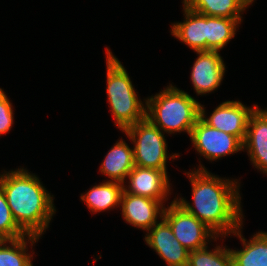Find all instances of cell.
<instances>
[{
    "label": "cell",
    "mask_w": 267,
    "mask_h": 266,
    "mask_svg": "<svg viewBox=\"0 0 267 266\" xmlns=\"http://www.w3.org/2000/svg\"><path fill=\"white\" fill-rule=\"evenodd\" d=\"M185 174L192 185L193 204L183 197L174 198L178 205L221 238L231 235L243 225L240 183L237 179H222L208 172L201 163L195 171Z\"/></svg>",
    "instance_id": "6da1fadb"
},
{
    "label": "cell",
    "mask_w": 267,
    "mask_h": 266,
    "mask_svg": "<svg viewBox=\"0 0 267 266\" xmlns=\"http://www.w3.org/2000/svg\"><path fill=\"white\" fill-rule=\"evenodd\" d=\"M37 175L23 167L0 174V187L17 225L27 234L41 237L55 215L54 196Z\"/></svg>",
    "instance_id": "7a4b0ae2"
},
{
    "label": "cell",
    "mask_w": 267,
    "mask_h": 266,
    "mask_svg": "<svg viewBox=\"0 0 267 266\" xmlns=\"http://www.w3.org/2000/svg\"><path fill=\"white\" fill-rule=\"evenodd\" d=\"M146 99V118L153 125L169 135L186 132L190 136L200 117V103L196 99L172 84Z\"/></svg>",
    "instance_id": "3957f363"
},
{
    "label": "cell",
    "mask_w": 267,
    "mask_h": 266,
    "mask_svg": "<svg viewBox=\"0 0 267 266\" xmlns=\"http://www.w3.org/2000/svg\"><path fill=\"white\" fill-rule=\"evenodd\" d=\"M123 132L134 144L135 166L163 170L167 173V158L174 160L180 156L173 153L168 157L164 132L147 118L129 126Z\"/></svg>",
    "instance_id": "277c9868"
},
{
    "label": "cell",
    "mask_w": 267,
    "mask_h": 266,
    "mask_svg": "<svg viewBox=\"0 0 267 266\" xmlns=\"http://www.w3.org/2000/svg\"><path fill=\"white\" fill-rule=\"evenodd\" d=\"M162 218L169 224L175 238L189 252L206 247L209 239L216 241L218 238L210 228L185 211L175 200L165 207Z\"/></svg>",
    "instance_id": "5b68a950"
},
{
    "label": "cell",
    "mask_w": 267,
    "mask_h": 266,
    "mask_svg": "<svg viewBox=\"0 0 267 266\" xmlns=\"http://www.w3.org/2000/svg\"><path fill=\"white\" fill-rule=\"evenodd\" d=\"M189 137L195 150L210 161H216L243 150V143L236 136L211 127L200 117Z\"/></svg>",
    "instance_id": "8992f818"
},
{
    "label": "cell",
    "mask_w": 267,
    "mask_h": 266,
    "mask_svg": "<svg viewBox=\"0 0 267 266\" xmlns=\"http://www.w3.org/2000/svg\"><path fill=\"white\" fill-rule=\"evenodd\" d=\"M257 106L246 107L238 100H228L219 104L208 118L204 106L200 103V118L211 127L236 136L244 143L248 119Z\"/></svg>",
    "instance_id": "52a82bcc"
},
{
    "label": "cell",
    "mask_w": 267,
    "mask_h": 266,
    "mask_svg": "<svg viewBox=\"0 0 267 266\" xmlns=\"http://www.w3.org/2000/svg\"><path fill=\"white\" fill-rule=\"evenodd\" d=\"M168 177L163 170L134 166L126 177L129 185L124 184L123 190L129 194L149 197L164 203L171 194Z\"/></svg>",
    "instance_id": "ba28073f"
},
{
    "label": "cell",
    "mask_w": 267,
    "mask_h": 266,
    "mask_svg": "<svg viewBox=\"0 0 267 266\" xmlns=\"http://www.w3.org/2000/svg\"><path fill=\"white\" fill-rule=\"evenodd\" d=\"M191 81L197 95H206L219 88L225 75V63L219 51H196Z\"/></svg>",
    "instance_id": "9c48e42d"
},
{
    "label": "cell",
    "mask_w": 267,
    "mask_h": 266,
    "mask_svg": "<svg viewBox=\"0 0 267 266\" xmlns=\"http://www.w3.org/2000/svg\"><path fill=\"white\" fill-rule=\"evenodd\" d=\"M144 239L167 266H188L189 251L175 238L163 218L147 231Z\"/></svg>",
    "instance_id": "30bf717a"
},
{
    "label": "cell",
    "mask_w": 267,
    "mask_h": 266,
    "mask_svg": "<svg viewBox=\"0 0 267 266\" xmlns=\"http://www.w3.org/2000/svg\"><path fill=\"white\" fill-rule=\"evenodd\" d=\"M162 202L145 196L122 193L120 206L125 222L142 230H150L163 217ZM159 215V216H158Z\"/></svg>",
    "instance_id": "8fae6325"
},
{
    "label": "cell",
    "mask_w": 267,
    "mask_h": 266,
    "mask_svg": "<svg viewBox=\"0 0 267 266\" xmlns=\"http://www.w3.org/2000/svg\"><path fill=\"white\" fill-rule=\"evenodd\" d=\"M245 149L253 167L267 174V108L262 110L257 106L251 113L243 143Z\"/></svg>",
    "instance_id": "7c38bea8"
},
{
    "label": "cell",
    "mask_w": 267,
    "mask_h": 266,
    "mask_svg": "<svg viewBox=\"0 0 267 266\" xmlns=\"http://www.w3.org/2000/svg\"><path fill=\"white\" fill-rule=\"evenodd\" d=\"M183 6L185 19L172 24L171 34L194 52L206 51L207 16Z\"/></svg>",
    "instance_id": "4fadbf2b"
},
{
    "label": "cell",
    "mask_w": 267,
    "mask_h": 266,
    "mask_svg": "<svg viewBox=\"0 0 267 266\" xmlns=\"http://www.w3.org/2000/svg\"><path fill=\"white\" fill-rule=\"evenodd\" d=\"M134 166L133 149L123 139H120L108 151L101 163L100 172L108 176L109 181L124 184Z\"/></svg>",
    "instance_id": "5bb4252c"
},
{
    "label": "cell",
    "mask_w": 267,
    "mask_h": 266,
    "mask_svg": "<svg viewBox=\"0 0 267 266\" xmlns=\"http://www.w3.org/2000/svg\"><path fill=\"white\" fill-rule=\"evenodd\" d=\"M242 225L232 233L243 244L241 250L230 249L233 266H267V232H256L251 240L246 241L241 232Z\"/></svg>",
    "instance_id": "9a60e30c"
},
{
    "label": "cell",
    "mask_w": 267,
    "mask_h": 266,
    "mask_svg": "<svg viewBox=\"0 0 267 266\" xmlns=\"http://www.w3.org/2000/svg\"><path fill=\"white\" fill-rule=\"evenodd\" d=\"M124 184L107 180L106 182L92 186L87 192L81 194V200L94 214L104 212L120 206Z\"/></svg>",
    "instance_id": "2e32d148"
},
{
    "label": "cell",
    "mask_w": 267,
    "mask_h": 266,
    "mask_svg": "<svg viewBox=\"0 0 267 266\" xmlns=\"http://www.w3.org/2000/svg\"><path fill=\"white\" fill-rule=\"evenodd\" d=\"M114 125L122 132L146 118V104L138 96L108 97Z\"/></svg>",
    "instance_id": "e0dca14e"
},
{
    "label": "cell",
    "mask_w": 267,
    "mask_h": 266,
    "mask_svg": "<svg viewBox=\"0 0 267 266\" xmlns=\"http://www.w3.org/2000/svg\"><path fill=\"white\" fill-rule=\"evenodd\" d=\"M182 3L200 14L230 19H242L251 4L248 0H183Z\"/></svg>",
    "instance_id": "ac0fdd59"
},
{
    "label": "cell",
    "mask_w": 267,
    "mask_h": 266,
    "mask_svg": "<svg viewBox=\"0 0 267 266\" xmlns=\"http://www.w3.org/2000/svg\"><path fill=\"white\" fill-rule=\"evenodd\" d=\"M107 97L138 96L127 70L106 48Z\"/></svg>",
    "instance_id": "d6986e66"
},
{
    "label": "cell",
    "mask_w": 267,
    "mask_h": 266,
    "mask_svg": "<svg viewBox=\"0 0 267 266\" xmlns=\"http://www.w3.org/2000/svg\"><path fill=\"white\" fill-rule=\"evenodd\" d=\"M242 19L207 16L206 51H220L235 37ZM238 26V27H237Z\"/></svg>",
    "instance_id": "ffe728a7"
},
{
    "label": "cell",
    "mask_w": 267,
    "mask_h": 266,
    "mask_svg": "<svg viewBox=\"0 0 267 266\" xmlns=\"http://www.w3.org/2000/svg\"><path fill=\"white\" fill-rule=\"evenodd\" d=\"M39 238L26 235L15 240H2L0 242V266H33L31 261L33 255L28 254L27 243H30L32 247Z\"/></svg>",
    "instance_id": "44dd1931"
},
{
    "label": "cell",
    "mask_w": 267,
    "mask_h": 266,
    "mask_svg": "<svg viewBox=\"0 0 267 266\" xmlns=\"http://www.w3.org/2000/svg\"><path fill=\"white\" fill-rule=\"evenodd\" d=\"M188 266H233L230 249L216 246L215 249L206 247L189 252Z\"/></svg>",
    "instance_id": "7402d4cb"
},
{
    "label": "cell",
    "mask_w": 267,
    "mask_h": 266,
    "mask_svg": "<svg viewBox=\"0 0 267 266\" xmlns=\"http://www.w3.org/2000/svg\"><path fill=\"white\" fill-rule=\"evenodd\" d=\"M27 234L17 225L0 187V237L3 240H15Z\"/></svg>",
    "instance_id": "603a6c76"
},
{
    "label": "cell",
    "mask_w": 267,
    "mask_h": 266,
    "mask_svg": "<svg viewBox=\"0 0 267 266\" xmlns=\"http://www.w3.org/2000/svg\"><path fill=\"white\" fill-rule=\"evenodd\" d=\"M12 103L8 99L7 95L0 88V136L7 134L14 124V113Z\"/></svg>",
    "instance_id": "cb8c5ba5"
},
{
    "label": "cell",
    "mask_w": 267,
    "mask_h": 266,
    "mask_svg": "<svg viewBox=\"0 0 267 266\" xmlns=\"http://www.w3.org/2000/svg\"><path fill=\"white\" fill-rule=\"evenodd\" d=\"M250 3H251V5H252V3L254 2V0H248Z\"/></svg>",
    "instance_id": "d4e9b609"
}]
</instances>
